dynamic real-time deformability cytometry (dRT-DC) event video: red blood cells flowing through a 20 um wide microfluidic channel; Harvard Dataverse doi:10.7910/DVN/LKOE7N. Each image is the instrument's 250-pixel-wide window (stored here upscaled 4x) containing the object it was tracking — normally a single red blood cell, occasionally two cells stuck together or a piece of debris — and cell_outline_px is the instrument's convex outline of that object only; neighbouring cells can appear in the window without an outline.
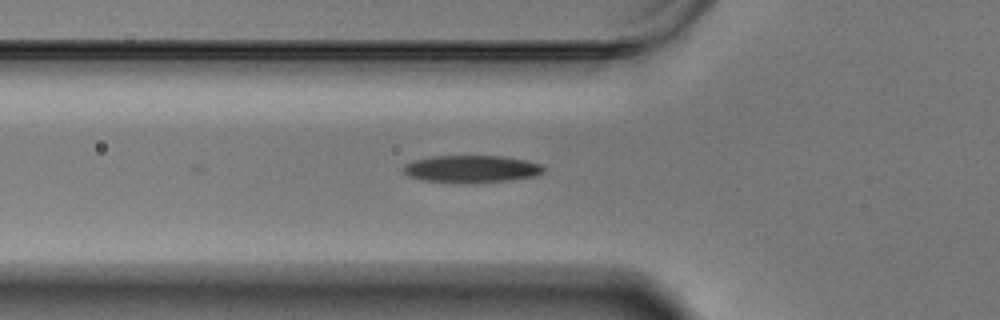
{"species": "Egyptian fruit bat (a non-hibernating species)", "species_latin": "Rousettus aegyptiacus", "temperature_condition": "warm", "stored_images_in_passage": 5, "camera_frame_rate_fps": 3000, "um_per_image_px": 0.085, "animal": {"sex": "male"}, "frame": {"image": 1, "passage_image": 5, "time_ms": 1.333, "image_size_px": [1000, 320], "cell_outline_px": [[544, 172], [536, 176], [508, 180], [472, 184], [420, 180], [408, 176], [404, 172], [404, 164], [412, 160], [432, 156], [504, 156], [524, 160], [540, 164], [544, 168]], "centroid_in_image_um": [40.04, 14.37], "position_along_channel_um": 85.8, "area_um2": 22.54}}